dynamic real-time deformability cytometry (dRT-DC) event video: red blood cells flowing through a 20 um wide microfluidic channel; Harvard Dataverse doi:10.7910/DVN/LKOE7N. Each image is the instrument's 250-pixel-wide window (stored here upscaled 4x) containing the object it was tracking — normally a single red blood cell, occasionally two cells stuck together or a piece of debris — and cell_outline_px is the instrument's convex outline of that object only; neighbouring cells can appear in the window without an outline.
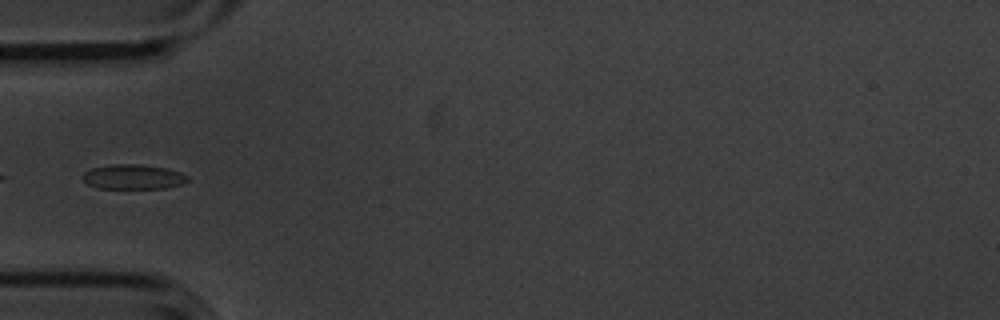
{"species": "common noctule bat (a hibernating species)", "species_latin": "Nyctalus noctula", "temperature_condition": "cold", "stored_images_in_passage": 11, "camera_frame_rate_fps": 3000, "um_per_image_px": 0.085, "animal": {"sex": "male", "body_mass_g": 20.1, "forearm_length_mm": 53.5}, "frame": {"image": 1, "passage_image": 2, "time_ms": 0.333, "image_size_px": [1000, 320], "cell_outline_px": [[188, 180], [180, 184], [168, 188], [96, 188], [88, 184], [80, 176], [84, 172], [92, 168], [112, 164], [144, 164], [168, 168], [180, 172], [188, 176]], "centroid_in_image_um": [11.31, 15.02], "position_along_channel_um": 73.7, "area_um2": 15.26}}
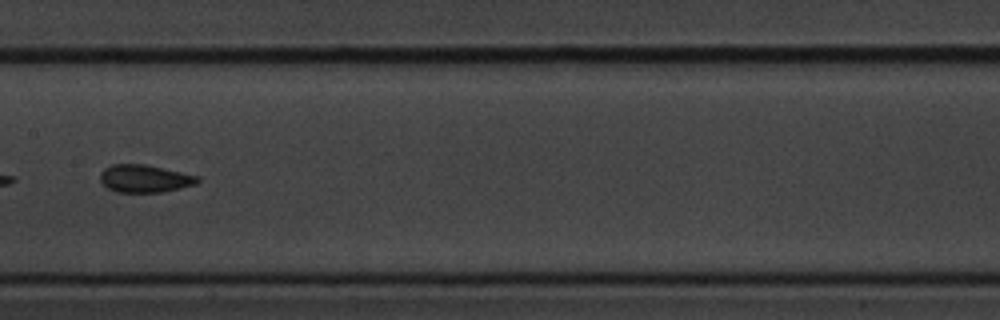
{"frame": {"image": 2, "passage_image": 5, "time_ms": 1.333, "image_size_px": [1000, 320], "cell_outline_px": [[200, 180], [196, 184], [180, 188], [160, 192], [116, 192], [108, 188], [100, 180], [100, 172], [104, 168], [112, 164], [144, 164], [200, 176]], "centroid_in_image_um": [12.29, 15.17], "position_along_channel_um": 195.1, "area_um2": 15.66}}
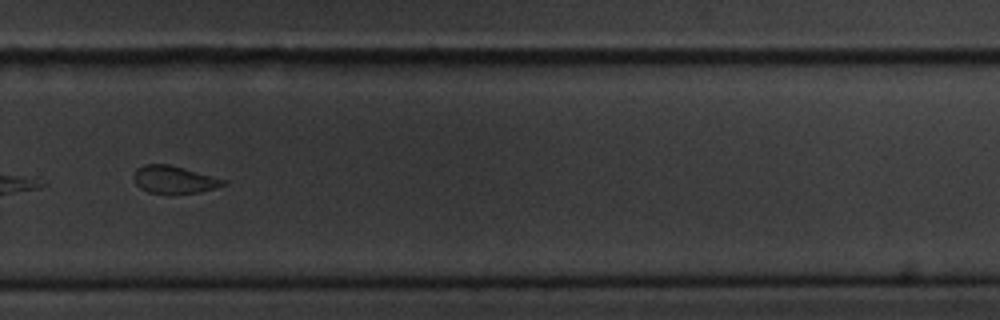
{"frame": {"image": 3, "passage_image": 8, "time_ms": 2.333, "image_size_px": [1000, 320], "cell_outline_px": [[228, 184], [216, 188], [200, 192], [148, 192], [140, 188], [136, 184], [132, 176], [136, 168], [144, 164], [168, 164], [184, 168], [228, 180]], "centroid_in_image_um": [14.81, 15.24], "position_along_channel_um": 315.0, "area_um2": 14.28}}